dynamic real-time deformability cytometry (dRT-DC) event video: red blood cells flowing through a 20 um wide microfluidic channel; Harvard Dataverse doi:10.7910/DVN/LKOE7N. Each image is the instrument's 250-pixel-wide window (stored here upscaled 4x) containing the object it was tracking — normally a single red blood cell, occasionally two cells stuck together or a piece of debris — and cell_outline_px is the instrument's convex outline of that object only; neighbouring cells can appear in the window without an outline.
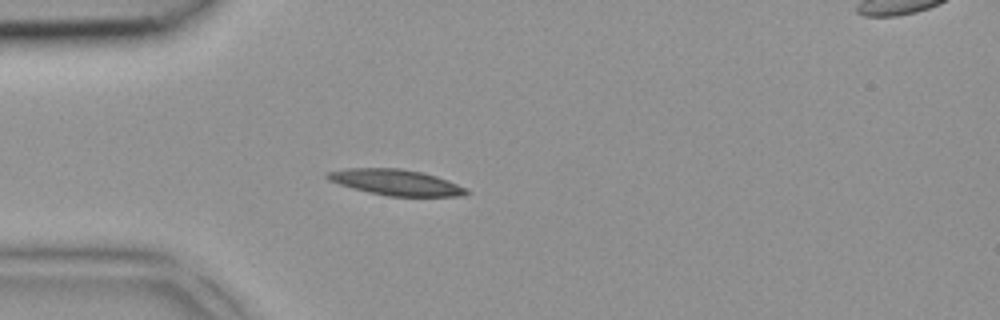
{"species": "common noctule bat (a hibernating species)", "species_latin": "Nyctalus noctula", "temperature_condition": "room temperature", "stored_images_in_passage": 3, "camera_frame_rate_fps": 3000, "um_per_image_px": 0.085, "animal": {"sex": "female", "body_mass_g": 18.4}, "frame": {"image": 1, "passage_image": 2, "time_ms": 0.333, "image_size_px": [1000, 320], "cell_outline_px": [[468, 192], [464, 196], [388, 196], [368, 192], [352, 188], [328, 180], [324, 176], [328, 172], [348, 168], [400, 168], [424, 172], [436, 176], [468, 188]], "centroid_in_image_um": [33.66, 15.5], "position_along_channel_um": 51.3, "area_um2": 20.92}}